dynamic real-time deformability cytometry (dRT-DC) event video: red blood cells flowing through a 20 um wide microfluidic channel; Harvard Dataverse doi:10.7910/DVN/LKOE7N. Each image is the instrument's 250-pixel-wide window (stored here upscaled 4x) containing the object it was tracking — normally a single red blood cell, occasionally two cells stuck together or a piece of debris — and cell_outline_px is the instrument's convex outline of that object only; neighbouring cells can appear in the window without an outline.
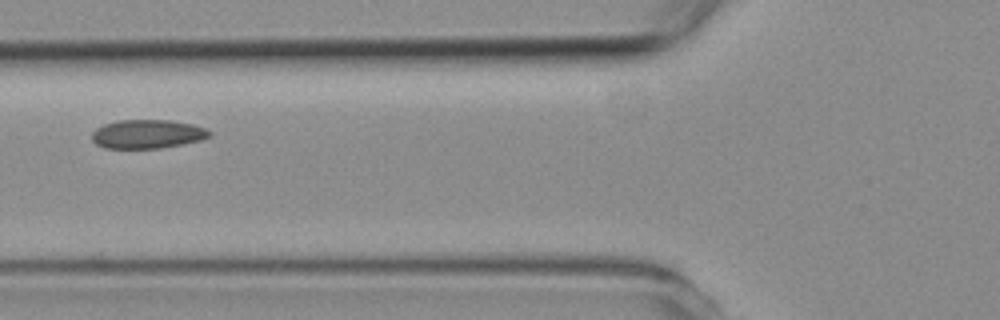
{"species": "common noctule bat (a hibernating species)", "species_latin": "Nyctalus noctula", "temperature_condition": "room temperature", "stored_images_in_passage": 2, "camera_frame_rate_fps": 3000, "um_per_image_px": 0.085, "animal": {"sex": "female", "body_mass_g": 19.3, "forearm_length_mm": 54.1}, "frame": {"image": 1, "passage_image": 2, "time_ms": 1.0, "image_size_px": [1000, 320], "cell_outline_px": [[212, 136], [200, 140], [160, 148], [104, 148], [96, 144], [92, 140], [92, 132], [96, 128], [104, 124], [116, 120], [168, 120], [192, 124], [208, 128], [212, 132]], "centroid_in_image_um": [12.53, 11.39], "position_along_channel_um": 113.3, "area_um2": 19.83}}